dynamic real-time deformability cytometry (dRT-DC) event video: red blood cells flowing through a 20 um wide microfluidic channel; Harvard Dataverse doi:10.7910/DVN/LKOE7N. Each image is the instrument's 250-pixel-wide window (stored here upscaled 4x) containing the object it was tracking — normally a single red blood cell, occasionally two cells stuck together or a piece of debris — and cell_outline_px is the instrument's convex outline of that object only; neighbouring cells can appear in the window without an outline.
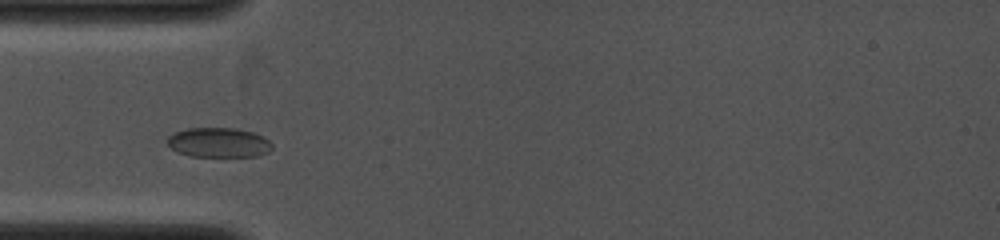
{"species": "common noctule bat (a hibernating species)", "species_latin": "Nyctalus noctula", "temperature_condition": "cold", "stored_images_in_passage": 4, "camera_frame_rate_fps": 4000, "um_per_image_px": 0.085, "animal": {"sex": "female", "body_mass_g": 19.0, "forearm_length_mm": 53.3}, "frame": {"image": 1, "passage_image": 3, "time_ms": 1.75, "image_size_px": [1000, 240], "cell_outline_px": [[272, 148], [268, 152], [256, 156], [188, 156], [176, 152], [168, 144], [168, 136], [176, 132], [188, 128], [236, 128], [252, 132], [268, 140], [272, 144]], "centroid_in_image_um": [18.57, 12.12], "position_along_channel_um": 66.4, "area_um2": 17.98}}
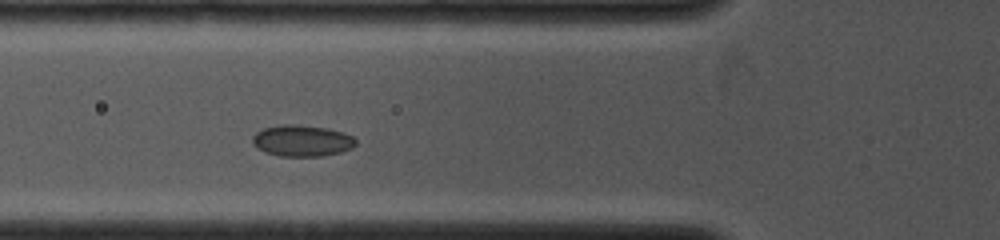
{"frame": {"image": 2, "passage_image": 4, "time_ms": 2.5, "image_size_px": [1000, 240], "cell_outline_px": [[356, 144], [352, 148], [340, 152], [324, 156], [280, 156], [256, 148], [252, 144], [252, 136], [256, 132], [264, 128], [280, 124], [292, 124], [328, 128], [344, 132], [352, 136], [356, 140]], "centroid_in_image_um": [25.67, 11.95], "position_along_channel_um": 100.1, "area_um2": 18.96}}